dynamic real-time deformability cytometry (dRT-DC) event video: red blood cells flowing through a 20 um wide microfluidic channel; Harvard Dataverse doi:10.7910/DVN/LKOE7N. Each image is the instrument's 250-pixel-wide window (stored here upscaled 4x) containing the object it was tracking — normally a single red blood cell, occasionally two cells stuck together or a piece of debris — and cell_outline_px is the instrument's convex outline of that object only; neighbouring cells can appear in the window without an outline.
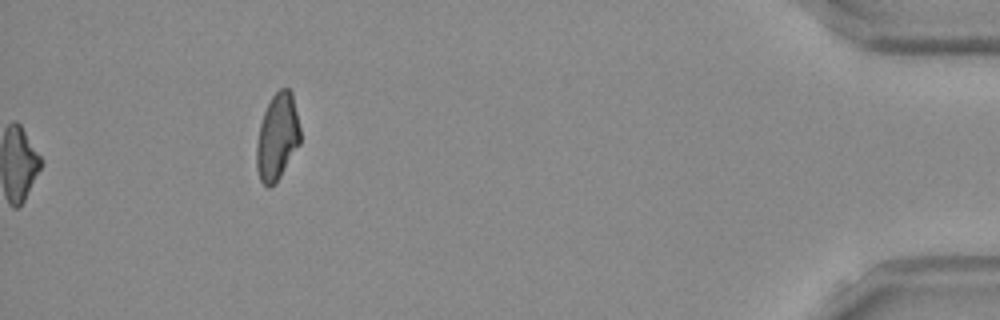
{"species": "Egyptian fruit bat (a non-hibernating species)", "species_latin": "Rousettus aegyptiacus", "temperature_condition": "room temperature", "stored_images_in_passage": 41, "camera_frame_rate_fps": 3000, "um_per_image_px": 0.085, "frame": {"image": 1, "passage_image": 41, "time_ms": 13.333, "image_size_px": [1000, 320], "cell_outline_px": [[300, 144], [280, 176], [268, 188], [260, 180], [256, 168], [256, 144], [260, 124], [264, 112], [272, 96], [280, 88], [288, 88], [292, 92], [300, 128]], "centroid_in_image_um": [23.56, 11.62], "position_along_channel_um": 411.6, "area_um2": 21.91}}